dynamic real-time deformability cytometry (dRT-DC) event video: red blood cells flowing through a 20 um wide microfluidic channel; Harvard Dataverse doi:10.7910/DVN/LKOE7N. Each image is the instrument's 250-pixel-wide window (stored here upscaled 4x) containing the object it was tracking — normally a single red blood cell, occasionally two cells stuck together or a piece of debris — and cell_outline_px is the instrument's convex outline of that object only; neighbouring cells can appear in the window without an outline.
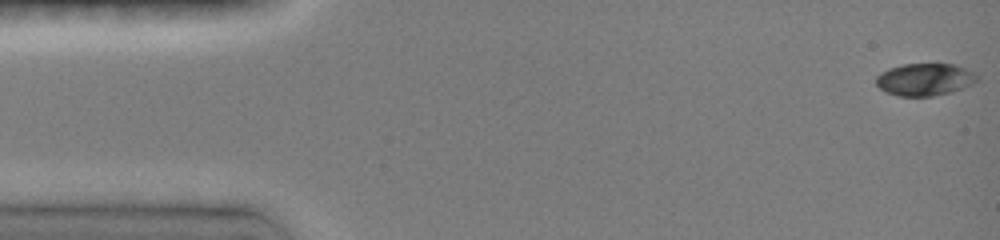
{"species": "common noctule bat (a hibernating species)", "species_latin": "Nyctalus noctula", "temperature_condition": "room temperature", "stored_images_in_passage": 10, "camera_frame_rate_fps": 3000, "um_per_image_px": 0.085, "animal": {"sex": "female", "body_mass_g": 19.0, "forearm_length_mm": 51.5}, "frame": {"image": 1, "passage_image": 1, "time_ms": 0.0, "image_size_px": [1000, 240], "cell_outline_px": [[980, 80], [972, 84], [952, 92], [932, 96], [900, 96], [888, 92], [880, 88], [876, 84], [876, 76], [880, 72], [888, 68], [904, 64], [956, 64], [976, 72], [980, 76]], "centroid_in_image_um": [78.66, 6.74], "position_along_channel_um": 6.3, "area_um2": 19.25}}
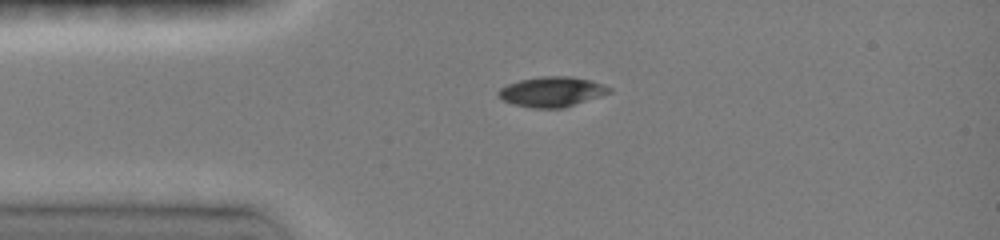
{"frame": {"image": 2, "passage_image": 7, "time_ms": 3.333, "image_size_px": [1000, 240], "cell_outline_px": [[612, 92], [564, 108], [532, 108], [516, 104], [504, 100], [496, 92], [500, 88], [508, 84], [520, 80], [540, 76], [572, 76], [604, 84], [612, 88]], "centroid_in_image_um": [46.94, 7.79], "position_along_channel_um": 38.1, "area_um2": 19.31}}
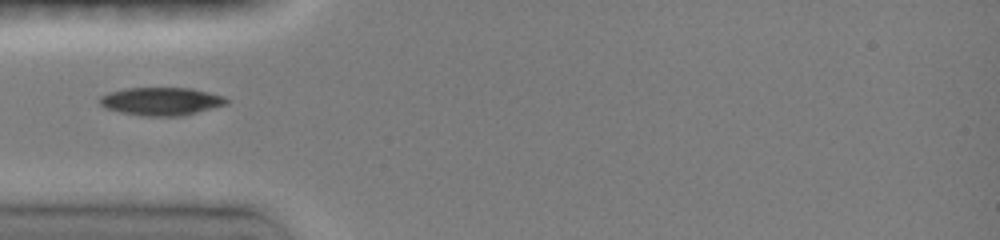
{"frame": {"image": 3, "passage_image": 9, "time_ms": 4.667, "image_size_px": [1000, 240], "cell_outline_px": [[228, 104], [184, 116], [144, 116], [120, 112], [108, 108], [100, 104], [100, 96], [108, 92], [124, 88], [192, 88], [224, 96], [228, 100]], "centroid_in_image_um": [13.73, 8.61], "position_along_channel_um": 71.3, "area_um2": 20.75}}